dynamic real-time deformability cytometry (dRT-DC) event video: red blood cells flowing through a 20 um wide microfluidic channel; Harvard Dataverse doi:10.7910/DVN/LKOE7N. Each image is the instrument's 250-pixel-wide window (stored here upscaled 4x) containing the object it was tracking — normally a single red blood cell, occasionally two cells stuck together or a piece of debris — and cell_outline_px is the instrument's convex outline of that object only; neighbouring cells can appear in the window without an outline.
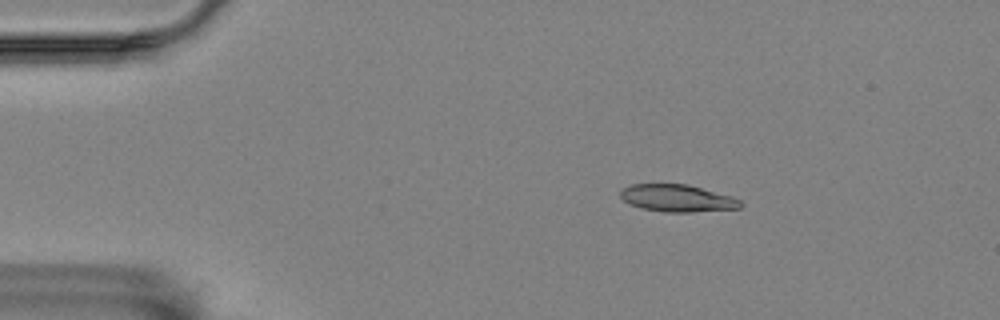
{"species": "Egyptian fruit bat (a non-hibernating species)", "species_latin": "Rousettus aegyptiacus", "temperature_condition": "room temperature", "stored_images_in_passage": 5, "camera_frame_rate_fps": 3000, "um_per_image_px": 0.085, "animal": {"sex": "female"}, "frame": {"image": 1, "passage_image": 3, "time_ms": 0.667, "image_size_px": [1000, 320], "cell_outline_px": [[744, 204], [740, 208], [692, 212], [664, 212], [640, 208], [624, 200], [620, 196], [620, 192], [624, 188], [632, 184], [688, 184], [732, 196], [740, 200]], "centroid_in_image_um": [57.61, 16.85], "position_along_channel_um": 27.4, "area_um2": 19.02}}